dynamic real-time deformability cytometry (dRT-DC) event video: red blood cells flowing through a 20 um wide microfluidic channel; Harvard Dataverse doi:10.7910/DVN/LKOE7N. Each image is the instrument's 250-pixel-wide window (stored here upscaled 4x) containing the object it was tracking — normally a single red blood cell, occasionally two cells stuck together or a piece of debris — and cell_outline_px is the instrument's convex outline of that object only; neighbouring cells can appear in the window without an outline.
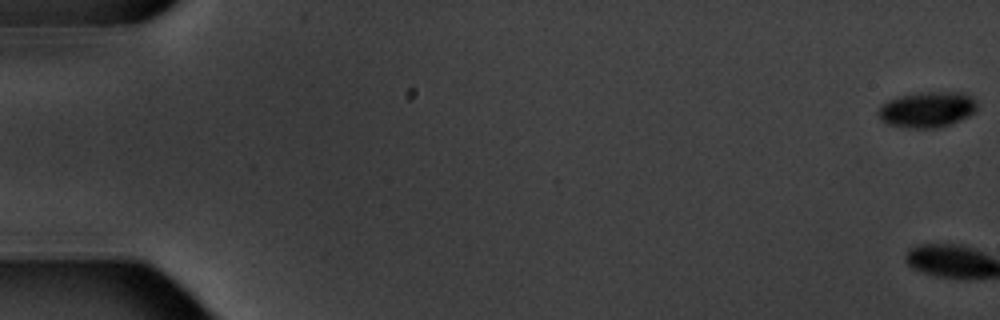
{"species": "common noctule bat (a hibernating species)", "species_latin": "Nyctalus noctula", "temperature_condition": "warm", "stored_images_in_passage": 9, "camera_frame_rate_fps": 3000, "um_per_image_px": 0.085, "animal": {"sex": "male", "body_mass_g": 20.1, "forearm_length_mm": 53.5}, "frame": {"image": 1, "passage_image": 1, "time_ms": 0.0, "image_size_px": [1000, 320], "cell_outline_px": [[976, 112], [968, 116], [940, 128], [908, 128], [888, 124], [880, 120], [876, 112], [880, 104], [896, 96], [920, 92], [964, 92], [972, 96], [976, 100]], "centroid_in_image_um": [78.78, 9.3], "position_along_channel_um": 6.2, "area_um2": 20.98}}
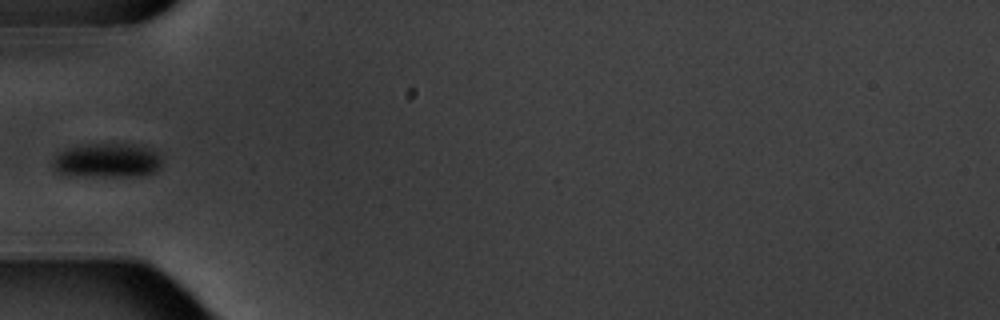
{"frame": {"image": 2, "passage_image": 7, "time_ms": 7.333, "image_size_px": [1000, 320], "cell_outline_px": [[160, 168], [156, 172], [140, 176], [64, 176], [56, 172], [52, 164], [52, 160], [60, 152], [68, 148], [88, 144], [132, 144], [148, 148], [156, 152], [160, 156]], "centroid_in_image_um": [9.08, 13.66], "position_along_channel_um": 75.9, "area_um2": 22.02}}